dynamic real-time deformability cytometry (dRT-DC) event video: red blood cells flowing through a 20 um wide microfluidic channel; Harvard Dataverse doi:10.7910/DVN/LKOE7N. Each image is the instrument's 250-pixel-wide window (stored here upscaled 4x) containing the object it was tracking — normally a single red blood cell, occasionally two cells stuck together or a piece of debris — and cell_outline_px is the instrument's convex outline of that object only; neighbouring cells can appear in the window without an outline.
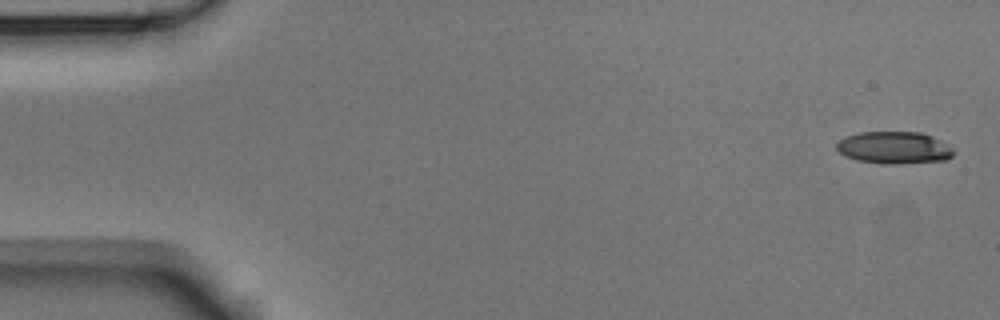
{"species": "Egyptian fruit bat (a non-hibernating species)", "species_latin": "Rousettus aegyptiacus", "temperature_condition": "room temperature", "stored_images_in_passage": 5, "camera_frame_rate_fps": 3000, "um_per_image_px": 0.085, "animal": {"sex": "male"}, "frame": {"image": 1, "passage_image": 1, "time_ms": 0.0, "image_size_px": [1000, 320], "cell_outline_px": [[956, 152], [948, 160], [892, 164], [884, 164], [856, 160], [844, 156], [836, 148], [836, 144], [844, 136], [856, 132], [920, 132], [932, 136], [952, 148]], "centroid_in_image_um": [75.98, 12.55], "position_along_channel_um": 9.0, "area_um2": 22.08}}